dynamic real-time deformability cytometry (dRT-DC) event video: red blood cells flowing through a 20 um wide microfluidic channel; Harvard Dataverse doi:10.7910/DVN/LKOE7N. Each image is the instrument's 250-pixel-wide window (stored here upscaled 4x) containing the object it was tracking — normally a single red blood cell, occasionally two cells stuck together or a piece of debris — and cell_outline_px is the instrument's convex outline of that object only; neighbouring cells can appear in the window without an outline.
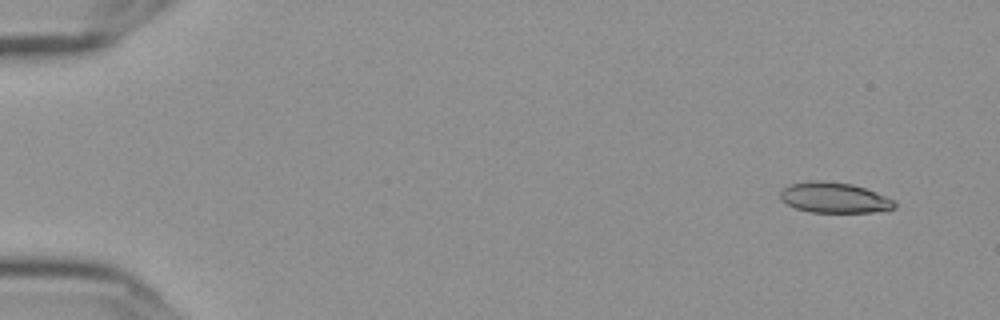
{"species": "Egyptian fruit bat (a non-hibernating species)", "species_latin": "Rousettus aegyptiacus", "temperature_condition": "cold", "stored_images_in_passage": 53, "camera_frame_rate_fps": 3000, "um_per_image_px": 0.085, "frame": {"image": 1, "passage_image": 1, "time_ms": 0.0, "image_size_px": [1000, 320], "cell_outline_px": [[896, 208], [872, 212], [812, 212], [796, 208], [780, 200], [780, 192], [784, 188], [792, 184], [816, 180], [820, 180], [852, 184], [876, 192], [896, 200]], "centroid_in_image_um": [70.94, 16.81], "position_along_channel_um": 14.1, "area_um2": 20.17}}
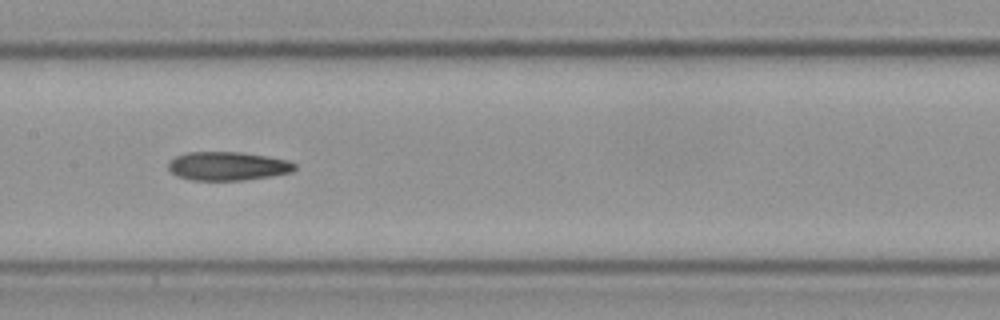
{"frame": {"image": 2, "passage_image": 26, "time_ms": 8.333, "image_size_px": [1000, 320], "cell_outline_px": [[296, 168], [292, 172], [244, 180], [192, 180], [176, 176], [168, 168], [168, 160], [176, 156], [188, 152], [240, 152], [288, 160], [296, 164]], "centroid_in_image_um": [19.32, 14.11], "position_along_channel_um": 188.1, "area_um2": 21.04}}
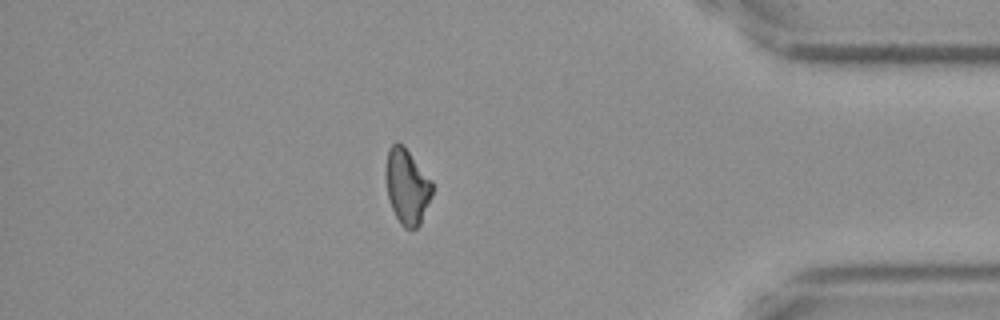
{"frame": {"image": 3, "passage_image": 46, "time_ms": 15.0, "image_size_px": [1000, 320], "cell_outline_px": [[432, 196], [420, 224], [416, 228], [404, 228], [400, 224], [392, 208], [388, 196], [384, 172], [388, 148], [396, 140], [404, 144], [432, 180]], "centroid_in_image_um": [34.58, 15.79], "position_along_channel_um": 400.6, "area_um2": 20.75}, "authors_computed_cell_mechanics": {"area_um2": 21.097, "velocity_mm_per_s": 3.657, "shape_relaxation_time_tau1_ms": null, "shape_relaxation_time_tau2_ms": 5.868, "deformation_change_tau1": null, "deformation_change_tau2": 0.1511}}